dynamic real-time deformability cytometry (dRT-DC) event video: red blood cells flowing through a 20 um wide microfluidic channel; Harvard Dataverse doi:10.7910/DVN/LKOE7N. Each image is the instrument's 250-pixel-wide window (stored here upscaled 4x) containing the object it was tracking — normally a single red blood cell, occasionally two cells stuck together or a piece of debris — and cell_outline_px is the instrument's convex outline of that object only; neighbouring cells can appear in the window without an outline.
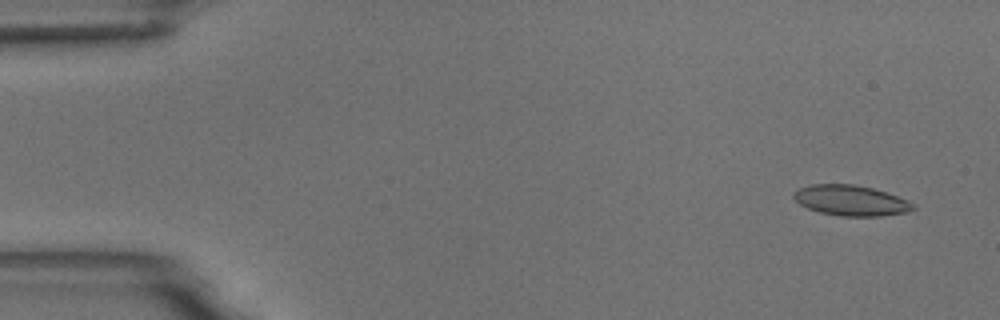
{"species": "common noctule bat (a hibernating species)", "species_latin": "Nyctalus noctula", "temperature_condition": "room temperature", "stored_images_in_passage": 4, "camera_frame_rate_fps": 3000, "um_per_image_px": 0.085, "animal": {"sex": "male", "body_mass_g": 18.8}, "frame": {"image": 1, "passage_image": 1, "time_ms": 0.0, "image_size_px": [1000, 320], "cell_outline_px": [[916, 208], [904, 212], [880, 216], [840, 216], [820, 212], [808, 208], [800, 204], [792, 196], [800, 188], [812, 184], [856, 184], [872, 188], [908, 200], [916, 204]], "centroid_in_image_um": [72.34, 17.04], "position_along_channel_um": 12.7, "area_um2": 20.98}}